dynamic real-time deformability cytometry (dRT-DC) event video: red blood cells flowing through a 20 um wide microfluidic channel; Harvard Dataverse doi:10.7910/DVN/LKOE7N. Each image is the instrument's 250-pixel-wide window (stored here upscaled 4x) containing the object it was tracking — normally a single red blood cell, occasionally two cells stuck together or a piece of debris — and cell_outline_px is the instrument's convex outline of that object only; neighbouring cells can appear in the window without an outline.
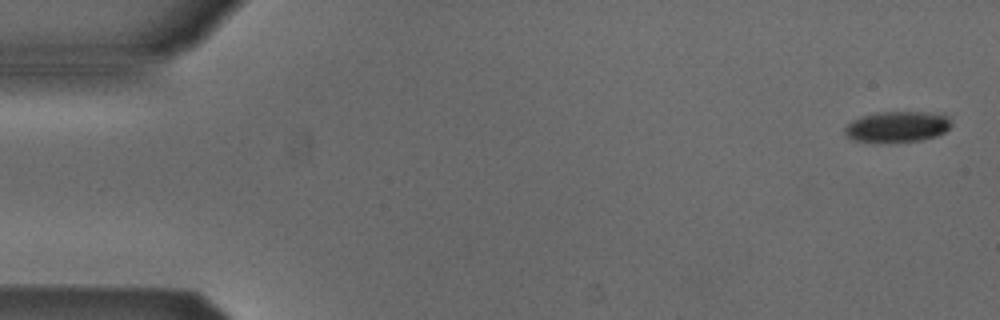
{"species": "Egyptian fruit bat (a non-hibernating species)", "species_latin": "Rousettus aegyptiacus", "temperature_condition": "cold", "stored_images_in_passage": 5, "camera_frame_rate_fps": 3000, "um_per_image_px": 0.085, "animal": {"sex": "male"}, "frame": {"image": 1, "passage_image": 1, "time_ms": 0.0, "image_size_px": [1000, 320], "cell_outline_px": [[952, 124], [944, 132], [936, 136], [920, 140], [852, 140], [844, 132], [844, 128], [852, 120], [860, 116], [876, 112], [944, 112], [948, 116]], "centroid_in_image_um": [76.32, 10.71], "position_along_channel_um": 8.7, "area_um2": 18.79}}
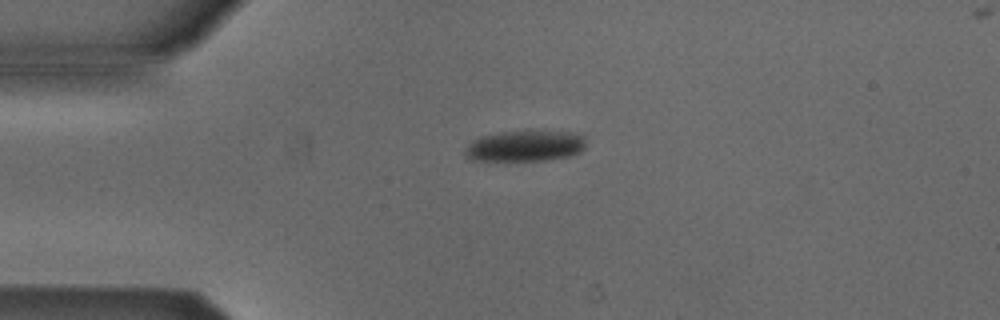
{"frame": {"image": 2, "passage_image": 4, "time_ms": 1.0, "image_size_px": [1000, 320], "cell_outline_px": [[584, 148], [580, 152], [568, 156], [544, 160], [476, 160], [468, 156], [464, 152], [468, 144], [472, 140], [480, 136], [528, 128], [576, 132], [584, 136]], "centroid_in_image_um": [44.69, 12.35], "position_along_channel_um": 40.3, "area_um2": 22.31}}